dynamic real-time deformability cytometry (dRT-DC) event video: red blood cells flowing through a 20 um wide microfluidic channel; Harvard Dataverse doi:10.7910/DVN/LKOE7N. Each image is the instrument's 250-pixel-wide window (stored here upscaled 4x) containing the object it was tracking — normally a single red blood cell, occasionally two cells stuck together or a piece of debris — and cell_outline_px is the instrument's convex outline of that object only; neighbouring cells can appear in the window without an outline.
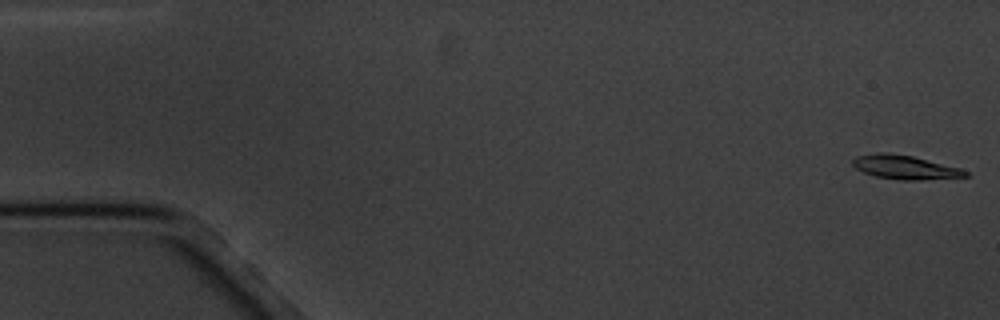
{"species": "common noctule bat (a hibernating species)", "species_latin": "Nyctalus noctula", "temperature_condition": "cold", "stored_images_in_passage": 5, "camera_frame_rate_fps": 3000, "um_per_image_px": 0.085, "animal": {"sex": "male", "body_mass_g": 20.1, "forearm_length_mm": 53.5}, "frame": {"image": 1, "passage_image": 1, "time_ms": 0.0, "image_size_px": [1000, 320], "cell_outline_px": [[968, 176], [920, 180], [900, 180], [876, 176], [864, 172], [856, 168], [852, 164], [852, 160], [856, 156], [876, 152], [888, 152], [912, 156], [960, 168], [968, 172]], "centroid_in_image_um": [76.89, 14.2], "position_along_channel_um": 8.1, "area_um2": 15.61}}